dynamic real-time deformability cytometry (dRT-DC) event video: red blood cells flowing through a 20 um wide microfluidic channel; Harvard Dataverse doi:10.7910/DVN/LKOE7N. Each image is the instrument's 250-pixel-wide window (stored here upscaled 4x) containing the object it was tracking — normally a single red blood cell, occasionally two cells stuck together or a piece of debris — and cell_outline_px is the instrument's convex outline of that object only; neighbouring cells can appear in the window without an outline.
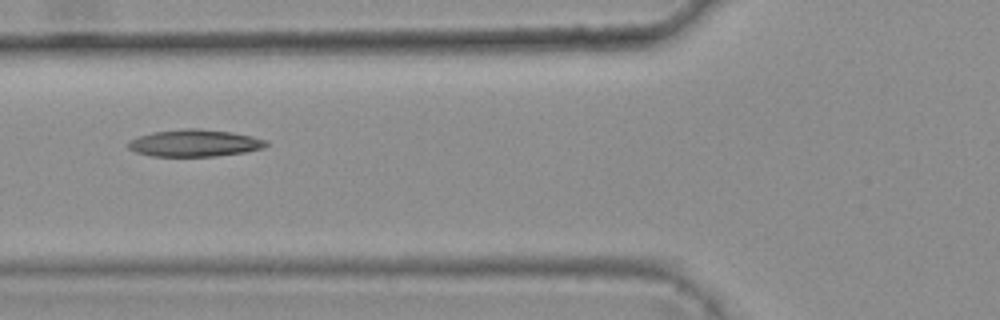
{"species": "common noctule bat (a hibernating species)", "species_latin": "Nyctalus noctula", "temperature_condition": "warm", "stored_images_in_passage": 6, "camera_frame_rate_fps": 3000, "um_per_image_px": 0.085, "animal": {"sex": "female", "body_mass_g": 25.1}, "frame": {"image": 1, "passage_image": 5, "time_ms": 1.333, "image_size_px": [1000, 320], "cell_outline_px": [[268, 144], [264, 148], [244, 152], [216, 156], [152, 156], [136, 152], [128, 148], [128, 140], [152, 132], [184, 128], [200, 128], [232, 132], [252, 136], [268, 140]], "centroid_in_image_um": [16.56, 12.15], "position_along_channel_um": 109.2, "area_um2": 21.85}}
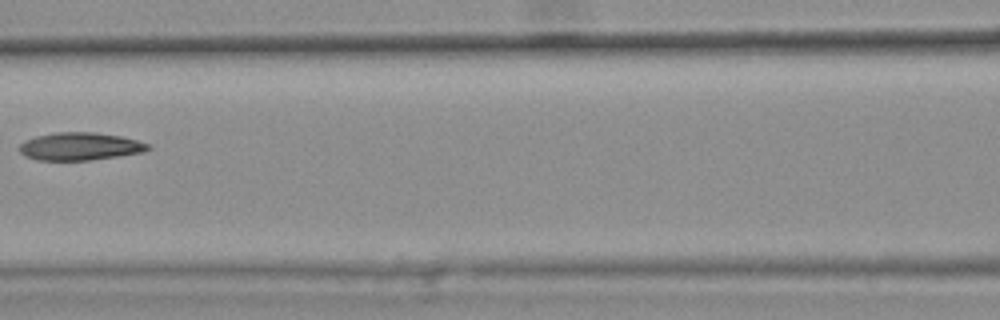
{"frame": {"image": 2, "passage_image": 6, "time_ms": 1.667, "image_size_px": [1000, 320], "cell_outline_px": [[152, 148], [144, 152], [120, 156], [88, 160], [36, 160], [24, 156], [16, 148], [24, 140], [36, 136], [56, 132], [96, 132], [120, 136], [152, 144]], "centroid_in_image_um": [6.79, 12.44], "position_along_channel_um": 159.8, "area_um2": 21.1}}